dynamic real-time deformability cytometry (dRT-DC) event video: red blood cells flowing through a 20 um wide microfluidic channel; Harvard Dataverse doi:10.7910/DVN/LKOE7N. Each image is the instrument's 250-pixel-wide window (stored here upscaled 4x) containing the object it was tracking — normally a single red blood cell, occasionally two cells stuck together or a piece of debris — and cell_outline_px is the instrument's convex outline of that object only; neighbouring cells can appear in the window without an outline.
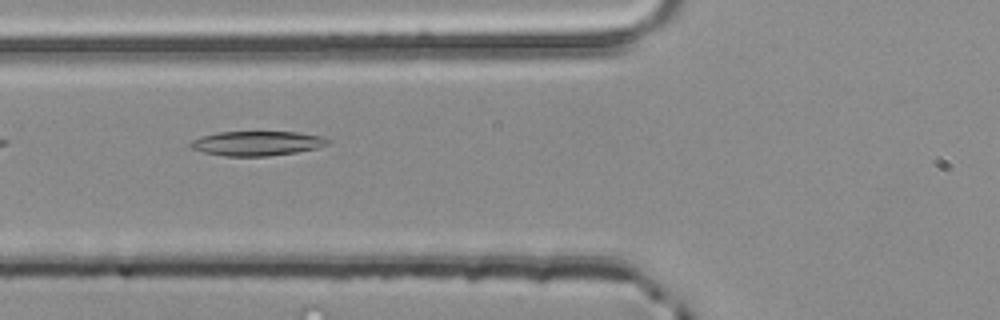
{"species": "common noctule bat (a hibernating species)", "species_latin": "Nyctalus noctula", "temperature_condition": "room temperature", "stored_images_in_passage": 5, "camera_frame_rate_fps": 3000, "um_per_image_px": 0.085, "animal": {"sex": "male", "body_mass_g": 20.4}, "frame": {"image": 1, "passage_image": 5, "time_ms": 1.333, "image_size_px": [1000, 320], "cell_outline_px": [[332, 140], [328, 144], [316, 148], [296, 152], [268, 156], [224, 156], [204, 152], [192, 148], [188, 144], [192, 140], [200, 136], [220, 132], [296, 132], [320, 136]], "centroid_in_image_um": [21.83, 12.18], "position_along_channel_um": 104.0, "area_um2": 19.54}}